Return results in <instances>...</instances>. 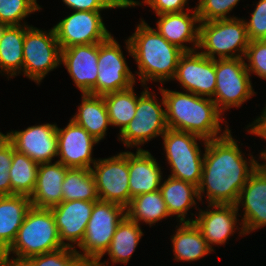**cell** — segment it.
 <instances>
[{"instance_id":"cell-1","label":"cell","mask_w":266,"mask_h":266,"mask_svg":"<svg viewBox=\"0 0 266 266\" xmlns=\"http://www.w3.org/2000/svg\"><path fill=\"white\" fill-rule=\"evenodd\" d=\"M237 142L231 130L224 136L204 142L203 170L198 186L200 202L206 190L208 204H236L241 189L260 165L253 155L247 162Z\"/></svg>"},{"instance_id":"cell-2","label":"cell","mask_w":266,"mask_h":266,"mask_svg":"<svg viewBox=\"0 0 266 266\" xmlns=\"http://www.w3.org/2000/svg\"><path fill=\"white\" fill-rule=\"evenodd\" d=\"M159 91L165 102L168 129L195 134L207 141L224 136L230 130L226 125L222 132L223 115L211 98L163 87Z\"/></svg>"},{"instance_id":"cell-3","label":"cell","mask_w":266,"mask_h":266,"mask_svg":"<svg viewBox=\"0 0 266 266\" xmlns=\"http://www.w3.org/2000/svg\"><path fill=\"white\" fill-rule=\"evenodd\" d=\"M136 28L125 43L129 55L138 65L136 74L141 85L145 86L149 80L160 83L172 80L184 51L169 43L143 19Z\"/></svg>"},{"instance_id":"cell-4","label":"cell","mask_w":266,"mask_h":266,"mask_svg":"<svg viewBox=\"0 0 266 266\" xmlns=\"http://www.w3.org/2000/svg\"><path fill=\"white\" fill-rule=\"evenodd\" d=\"M65 247L50 208L31 206L12 245L3 253L10 257L13 253L18 259H29Z\"/></svg>"},{"instance_id":"cell-5","label":"cell","mask_w":266,"mask_h":266,"mask_svg":"<svg viewBox=\"0 0 266 266\" xmlns=\"http://www.w3.org/2000/svg\"><path fill=\"white\" fill-rule=\"evenodd\" d=\"M250 39L244 20L238 17L200 22L199 43L210 59L244 58Z\"/></svg>"},{"instance_id":"cell-6","label":"cell","mask_w":266,"mask_h":266,"mask_svg":"<svg viewBox=\"0 0 266 266\" xmlns=\"http://www.w3.org/2000/svg\"><path fill=\"white\" fill-rule=\"evenodd\" d=\"M126 216L122 205L98 200L95 201L82 242L78 246L93 266H109L107 261L100 262L108 250L118 224Z\"/></svg>"},{"instance_id":"cell-7","label":"cell","mask_w":266,"mask_h":266,"mask_svg":"<svg viewBox=\"0 0 266 266\" xmlns=\"http://www.w3.org/2000/svg\"><path fill=\"white\" fill-rule=\"evenodd\" d=\"M165 156L171 169V177L199 186L204 153H201L198 140H207L188 132L167 129L162 136ZM202 154V155H201Z\"/></svg>"},{"instance_id":"cell-8","label":"cell","mask_w":266,"mask_h":266,"mask_svg":"<svg viewBox=\"0 0 266 266\" xmlns=\"http://www.w3.org/2000/svg\"><path fill=\"white\" fill-rule=\"evenodd\" d=\"M148 90V87L145 86L137 100L135 117L119 133L118 138L126 147L136 146V150H142L138 146L145 142L160 135L162 137L168 129L166 111L162 108V105L165 107L163 96L160 103L156 94Z\"/></svg>"},{"instance_id":"cell-9","label":"cell","mask_w":266,"mask_h":266,"mask_svg":"<svg viewBox=\"0 0 266 266\" xmlns=\"http://www.w3.org/2000/svg\"><path fill=\"white\" fill-rule=\"evenodd\" d=\"M48 31L26 25L22 72L36 84L61 65V48L55 30Z\"/></svg>"},{"instance_id":"cell-10","label":"cell","mask_w":266,"mask_h":266,"mask_svg":"<svg viewBox=\"0 0 266 266\" xmlns=\"http://www.w3.org/2000/svg\"><path fill=\"white\" fill-rule=\"evenodd\" d=\"M215 74L212 100L222 114L231 107H240L255 94L244 58L215 59Z\"/></svg>"},{"instance_id":"cell-11","label":"cell","mask_w":266,"mask_h":266,"mask_svg":"<svg viewBox=\"0 0 266 266\" xmlns=\"http://www.w3.org/2000/svg\"><path fill=\"white\" fill-rule=\"evenodd\" d=\"M97 66V83L88 94L102 96L129 89L136 82L135 75L130 71L120 45L112 35L106 41L98 43Z\"/></svg>"},{"instance_id":"cell-12","label":"cell","mask_w":266,"mask_h":266,"mask_svg":"<svg viewBox=\"0 0 266 266\" xmlns=\"http://www.w3.org/2000/svg\"><path fill=\"white\" fill-rule=\"evenodd\" d=\"M91 171L100 200L116 203L125 208L129 205L128 151L98 159L91 167Z\"/></svg>"},{"instance_id":"cell-13","label":"cell","mask_w":266,"mask_h":266,"mask_svg":"<svg viewBox=\"0 0 266 266\" xmlns=\"http://www.w3.org/2000/svg\"><path fill=\"white\" fill-rule=\"evenodd\" d=\"M53 28L61 50L74 45L102 43L111 36L100 11H74Z\"/></svg>"},{"instance_id":"cell-14","label":"cell","mask_w":266,"mask_h":266,"mask_svg":"<svg viewBox=\"0 0 266 266\" xmlns=\"http://www.w3.org/2000/svg\"><path fill=\"white\" fill-rule=\"evenodd\" d=\"M172 80H177L185 92L212 99L216 88L215 60L197 50L184 52Z\"/></svg>"},{"instance_id":"cell-15","label":"cell","mask_w":266,"mask_h":266,"mask_svg":"<svg viewBox=\"0 0 266 266\" xmlns=\"http://www.w3.org/2000/svg\"><path fill=\"white\" fill-rule=\"evenodd\" d=\"M6 137L15 150L24 153L38 164L52 162L58 156L57 125L46 123L21 131L7 132Z\"/></svg>"},{"instance_id":"cell-16","label":"cell","mask_w":266,"mask_h":266,"mask_svg":"<svg viewBox=\"0 0 266 266\" xmlns=\"http://www.w3.org/2000/svg\"><path fill=\"white\" fill-rule=\"evenodd\" d=\"M240 203L244 206L239 232L241 236L266 226V169L261 164L240 191L235 204L238 211Z\"/></svg>"},{"instance_id":"cell-17","label":"cell","mask_w":266,"mask_h":266,"mask_svg":"<svg viewBox=\"0 0 266 266\" xmlns=\"http://www.w3.org/2000/svg\"><path fill=\"white\" fill-rule=\"evenodd\" d=\"M58 162L68 168L91 169V164L97 161L92 158V150L98 144L83 127L76 124L72 119L65 128H58Z\"/></svg>"},{"instance_id":"cell-18","label":"cell","mask_w":266,"mask_h":266,"mask_svg":"<svg viewBox=\"0 0 266 266\" xmlns=\"http://www.w3.org/2000/svg\"><path fill=\"white\" fill-rule=\"evenodd\" d=\"M94 203L84 200L62 201L50 208L59 238L65 247L75 248L73 244L79 246L82 242Z\"/></svg>"},{"instance_id":"cell-19","label":"cell","mask_w":266,"mask_h":266,"mask_svg":"<svg viewBox=\"0 0 266 266\" xmlns=\"http://www.w3.org/2000/svg\"><path fill=\"white\" fill-rule=\"evenodd\" d=\"M207 207L213 210L200 209L199 216L197 215L193 222L214 250L212 245H224L230 236L240 229L236 226L238 210L233 204H208Z\"/></svg>"},{"instance_id":"cell-20","label":"cell","mask_w":266,"mask_h":266,"mask_svg":"<svg viewBox=\"0 0 266 266\" xmlns=\"http://www.w3.org/2000/svg\"><path fill=\"white\" fill-rule=\"evenodd\" d=\"M61 64H64L81 93H89L97 83L98 43L62 49Z\"/></svg>"},{"instance_id":"cell-21","label":"cell","mask_w":266,"mask_h":266,"mask_svg":"<svg viewBox=\"0 0 266 266\" xmlns=\"http://www.w3.org/2000/svg\"><path fill=\"white\" fill-rule=\"evenodd\" d=\"M191 11L193 13H189ZM191 11L187 10L157 15L159 20L157 21V28L155 30L169 43L176 45L184 52L197 50L196 48H198L199 43L200 19L196 7ZM184 43H192L193 48L186 46Z\"/></svg>"},{"instance_id":"cell-22","label":"cell","mask_w":266,"mask_h":266,"mask_svg":"<svg viewBox=\"0 0 266 266\" xmlns=\"http://www.w3.org/2000/svg\"><path fill=\"white\" fill-rule=\"evenodd\" d=\"M130 201L132 198L160 190L163 176L157 160L147 150L128 151Z\"/></svg>"},{"instance_id":"cell-23","label":"cell","mask_w":266,"mask_h":266,"mask_svg":"<svg viewBox=\"0 0 266 266\" xmlns=\"http://www.w3.org/2000/svg\"><path fill=\"white\" fill-rule=\"evenodd\" d=\"M69 168L56 161L39 164L37 182L29 197L31 206L51 208L62 202V183Z\"/></svg>"},{"instance_id":"cell-24","label":"cell","mask_w":266,"mask_h":266,"mask_svg":"<svg viewBox=\"0 0 266 266\" xmlns=\"http://www.w3.org/2000/svg\"><path fill=\"white\" fill-rule=\"evenodd\" d=\"M31 207L29 196H0V253H4L13 243L25 215Z\"/></svg>"},{"instance_id":"cell-25","label":"cell","mask_w":266,"mask_h":266,"mask_svg":"<svg viewBox=\"0 0 266 266\" xmlns=\"http://www.w3.org/2000/svg\"><path fill=\"white\" fill-rule=\"evenodd\" d=\"M160 192L170 217L176 215L180 223L193 222V219L187 220L185 217L192 206L196 207L195 198L199 201L197 186L168 176L167 180L161 182Z\"/></svg>"},{"instance_id":"cell-26","label":"cell","mask_w":266,"mask_h":266,"mask_svg":"<svg viewBox=\"0 0 266 266\" xmlns=\"http://www.w3.org/2000/svg\"><path fill=\"white\" fill-rule=\"evenodd\" d=\"M71 118L83 127L97 141L103 140L110 124L106 103L103 96L82 94V103Z\"/></svg>"},{"instance_id":"cell-27","label":"cell","mask_w":266,"mask_h":266,"mask_svg":"<svg viewBox=\"0 0 266 266\" xmlns=\"http://www.w3.org/2000/svg\"><path fill=\"white\" fill-rule=\"evenodd\" d=\"M176 227L175 235L171 236L174 260L192 262L213 252L194 222H182Z\"/></svg>"},{"instance_id":"cell-28","label":"cell","mask_w":266,"mask_h":266,"mask_svg":"<svg viewBox=\"0 0 266 266\" xmlns=\"http://www.w3.org/2000/svg\"><path fill=\"white\" fill-rule=\"evenodd\" d=\"M26 25L10 26L0 39V72L11 78L23 68V44Z\"/></svg>"},{"instance_id":"cell-29","label":"cell","mask_w":266,"mask_h":266,"mask_svg":"<svg viewBox=\"0 0 266 266\" xmlns=\"http://www.w3.org/2000/svg\"><path fill=\"white\" fill-rule=\"evenodd\" d=\"M143 234L140 224L125 216L118 224L111 244L105 253L109 255L113 264H126L135 251Z\"/></svg>"},{"instance_id":"cell-30","label":"cell","mask_w":266,"mask_h":266,"mask_svg":"<svg viewBox=\"0 0 266 266\" xmlns=\"http://www.w3.org/2000/svg\"><path fill=\"white\" fill-rule=\"evenodd\" d=\"M126 216L138 224H141V221L145 222L150 227L170 217L160 190L132 198L126 207Z\"/></svg>"},{"instance_id":"cell-31","label":"cell","mask_w":266,"mask_h":266,"mask_svg":"<svg viewBox=\"0 0 266 266\" xmlns=\"http://www.w3.org/2000/svg\"><path fill=\"white\" fill-rule=\"evenodd\" d=\"M39 164L24 153L15 150L13 145V159L9 169L11 195L31 196L37 182Z\"/></svg>"},{"instance_id":"cell-32","label":"cell","mask_w":266,"mask_h":266,"mask_svg":"<svg viewBox=\"0 0 266 266\" xmlns=\"http://www.w3.org/2000/svg\"><path fill=\"white\" fill-rule=\"evenodd\" d=\"M62 201H98L96 182L91 169L69 168L62 183Z\"/></svg>"},{"instance_id":"cell-33","label":"cell","mask_w":266,"mask_h":266,"mask_svg":"<svg viewBox=\"0 0 266 266\" xmlns=\"http://www.w3.org/2000/svg\"><path fill=\"white\" fill-rule=\"evenodd\" d=\"M135 93L133 86H131L129 89L102 95L106 103L110 124L119 127V133L135 117L139 98Z\"/></svg>"},{"instance_id":"cell-34","label":"cell","mask_w":266,"mask_h":266,"mask_svg":"<svg viewBox=\"0 0 266 266\" xmlns=\"http://www.w3.org/2000/svg\"><path fill=\"white\" fill-rule=\"evenodd\" d=\"M27 260L33 266H93L86 258L78 254L76 248L70 247H62Z\"/></svg>"},{"instance_id":"cell-35","label":"cell","mask_w":266,"mask_h":266,"mask_svg":"<svg viewBox=\"0 0 266 266\" xmlns=\"http://www.w3.org/2000/svg\"><path fill=\"white\" fill-rule=\"evenodd\" d=\"M40 9L36 0H0V22L9 26L26 25L21 21Z\"/></svg>"},{"instance_id":"cell-36","label":"cell","mask_w":266,"mask_h":266,"mask_svg":"<svg viewBox=\"0 0 266 266\" xmlns=\"http://www.w3.org/2000/svg\"><path fill=\"white\" fill-rule=\"evenodd\" d=\"M240 0H198L196 11L200 22L229 19V12Z\"/></svg>"},{"instance_id":"cell-37","label":"cell","mask_w":266,"mask_h":266,"mask_svg":"<svg viewBox=\"0 0 266 266\" xmlns=\"http://www.w3.org/2000/svg\"><path fill=\"white\" fill-rule=\"evenodd\" d=\"M244 58L249 62L246 63L249 74L253 72L266 80V39L250 41Z\"/></svg>"},{"instance_id":"cell-38","label":"cell","mask_w":266,"mask_h":266,"mask_svg":"<svg viewBox=\"0 0 266 266\" xmlns=\"http://www.w3.org/2000/svg\"><path fill=\"white\" fill-rule=\"evenodd\" d=\"M13 159V144L6 137L0 142V196L11 195L9 169Z\"/></svg>"},{"instance_id":"cell-39","label":"cell","mask_w":266,"mask_h":266,"mask_svg":"<svg viewBox=\"0 0 266 266\" xmlns=\"http://www.w3.org/2000/svg\"><path fill=\"white\" fill-rule=\"evenodd\" d=\"M244 22L250 41L266 39V0H259L250 20Z\"/></svg>"},{"instance_id":"cell-40","label":"cell","mask_w":266,"mask_h":266,"mask_svg":"<svg viewBox=\"0 0 266 266\" xmlns=\"http://www.w3.org/2000/svg\"><path fill=\"white\" fill-rule=\"evenodd\" d=\"M188 0H143L142 2L136 1L135 5L146 4L149 5L156 15L165 13H174L190 10L184 6L187 5Z\"/></svg>"},{"instance_id":"cell-41","label":"cell","mask_w":266,"mask_h":266,"mask_svg":"<svg viewBox=\"0 0 266 266\" xmlns=\"http://www.w3.org/2000/svg\"><path fill=\"white\" fill-rule=\"evenodd\" d=\"M73 11H101L112 9L104 0H62Z\"/></svg>"},{"instance_id":"cell-42","label":"cell","mask_w":266,"mask_h":266,"mask_svg":"<svg viewBox=\"0 0 266 266\" xmlns=\"http://www.w3.org/2000/svg\"><path fill=\"white\" fill-rule=\"evenodd\" d=\"M249 127H251L250 130L248 129ZM246 128L248 129V133L257 135L258 137L264 138L266 140V106L263 112H261V115ZM264 155H266V150L260 153L259 158Z\"/></svg>"},{"instance_id":"cell-43","label":"cell","mask_w":266,"mask_h":266,"mask_svg":"<svg viewBox=\"0 0 266 266\" xmlns=\"http://www.w3.org/2000/svg\"><path fill=\"white\" fill-rule=\"evenodd\" d=\"M0 266H33L27 259H13L9 258V256L0 254Z\"/></svg>"},{"instance_id":"cell-44","label":"cell","mask_w":266,"mask_h":266,"mask_svg":"<svg viewBox=\"0 0 266 266\" xmlns=\"http://www.w3.org/2000/svg\"><path fill=\"white\" fill-rule=\"evenodd\" d=\"M112 9L135 7L136 0H104Z\"/></svg>"},{"instance_id":"cell-45","label":"cell","mask_w":266,"mask_h":266,"mask_svg":"<svg viewBox=\"0 0 266 266\" xmlns=\"http://www.w3.org/2000/svg\"><path fill=\"white\" fill-rule=\"evenodd\" d=\"M10 26L8 24H5L3 22H0V39L4 36L6 30L9 28Z\"/></svg>"},{"instance_id":"cell-46","label":"cell","mask_w":266,"mask_h":266,"mask_svg":"<svg viewBox=\"0 0 266 266\" xmlns=\"http://www.w3.org/2000/svg\"><path fill=\"white\" fill-rule=\"evenodd\" d=\"M260 159L266 161V155L262 156ZM264 164H261L266 169V162H263Z\"/></svg>"},{"instance_id":"cell-47","label":"cell","mask_w":266,"mask_h":266,"mask_svg":"<svg viewBox=\"0 0 266 266\" xmlns=\"http://www.w3.org/2000/svg\"><path fill=\"white\" fill-rule=\"evenodd\" d=\"M6 138V134L0 132V142H2Z\"/></svg>"}]
</instances>
